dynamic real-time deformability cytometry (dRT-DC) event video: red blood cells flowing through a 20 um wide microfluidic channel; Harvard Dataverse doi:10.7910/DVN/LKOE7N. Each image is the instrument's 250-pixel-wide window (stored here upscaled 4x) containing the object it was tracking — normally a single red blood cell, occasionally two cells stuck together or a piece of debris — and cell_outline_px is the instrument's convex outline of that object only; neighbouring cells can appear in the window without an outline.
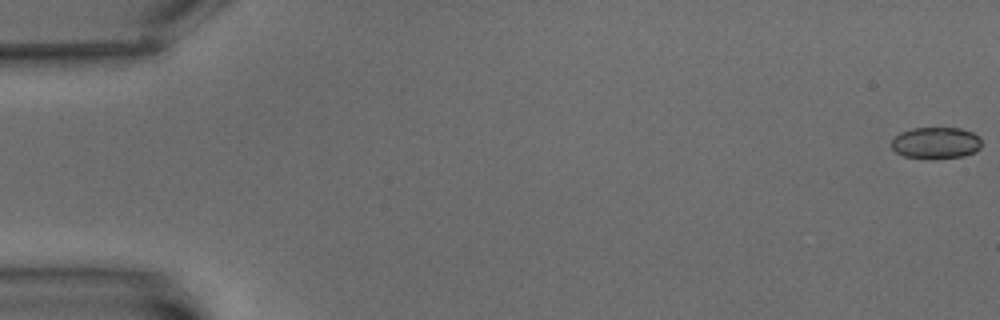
{"species": "common noctule bat (a hibernating species)", "species_latin": "Nyctalus noctula", "temperature_condition": "warm", "stored_images_in_passage": 7, "camera_frame_rate_fps": 3000, "um_per_image_px": 0.085, "animal": {"sex": "male", "body_mass_g": 15.6}, "frame": {"image": 1, "passage_image": 1, "time_ms": 0.0, "image_size_px": [1000, 320], "cell_outline_px": [[980, 148], [976, 152], [964, 156], [904, 156], [896, 152], [892, 148], [892, 140], [900, 132], [912, 128], [960, 128], [972, 132], [980, 136]], "centroid_in_image_um": [79.58, 12.1], "position_along_channel_um": 5.4, "area_um2": 16.01}}
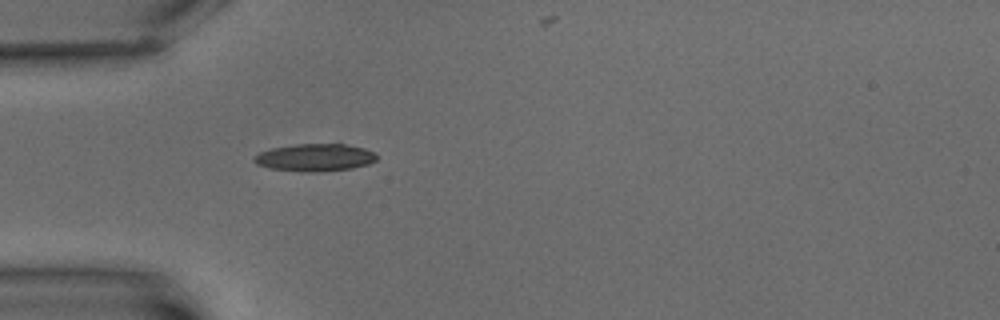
{"frame": {"image": 2, "passage_image": 6, "time_ms": 6.667, "image_size_px": [1000, 320], "cell_outline_px": [[376, 160], [368, 164], [352, 168], [320, 172], [300, 172], [268, 168], [256, 164], [252, 160], [260, 152], [272, 148], [296, 144], [344, 144], [364, 148], [376, 152]], "centroid_in_image_um": [26.77, 13.4], "position_along_channel_um": 58.2, "area_um2": 19.71}}